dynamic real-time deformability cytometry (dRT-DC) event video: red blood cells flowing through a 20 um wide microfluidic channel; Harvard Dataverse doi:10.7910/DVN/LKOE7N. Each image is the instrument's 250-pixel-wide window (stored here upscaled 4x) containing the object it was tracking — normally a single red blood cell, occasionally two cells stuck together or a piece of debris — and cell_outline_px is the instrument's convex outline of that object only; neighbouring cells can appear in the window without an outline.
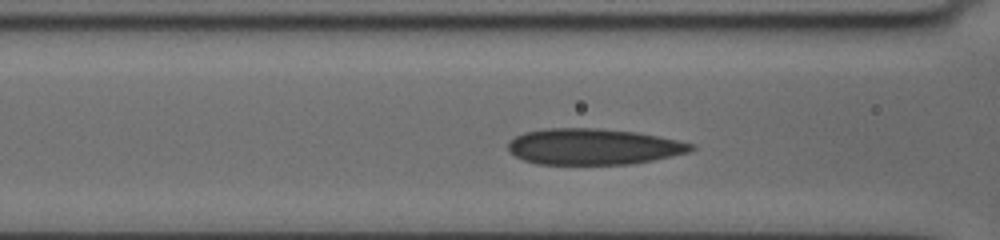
{"species": "human", "species_latin": "Homo sapiens", "temperature_condition": "cold", "stored_images_in_passage": 18, "camera_frame_rate_fps": 3000, "um_per_image_px": 0.085, "donor": {"sex": "female"}, "frame": {"image": 1, "passage_image": 4, "time_ms": 1.333, "image_size_px": [1000, 240], "cell_outline_px": [[696, 148], [688, 152], [672, 156], [632, 164], [536, 164], [524, 160], [508, 152], [508, 144], [516, 136], [524, 132], [548, 128], [600, 128], [636, 132], [696, 144]], "centroid_in_image_um": [50.43, 12.46], "position_along_channel_um": 116.2, "area_um2": 38.44}}
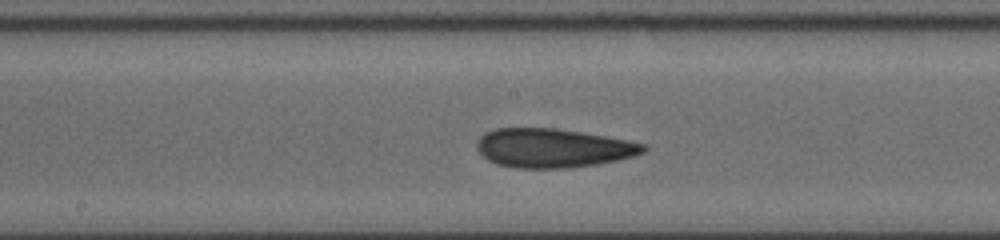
{"frame": {"image": 2, "passage_image": 11, "time_ms": 3.667, "image_size_px": [1000, 240], "cell_outline_px": [[648, 148], [644, 152], [632, 156], [616, 160], [596, 164], [568, 168], [516, 168], [496, 164], [488, 160], [476, 148], [476, 140], [484, 132], [496, 128], [556, 128], [628, 140], [648, 144]], "centroid_in_image_um": [46.98, 12.58], "position_along_channel_um": 201.2, "area_um2": 37.92}}
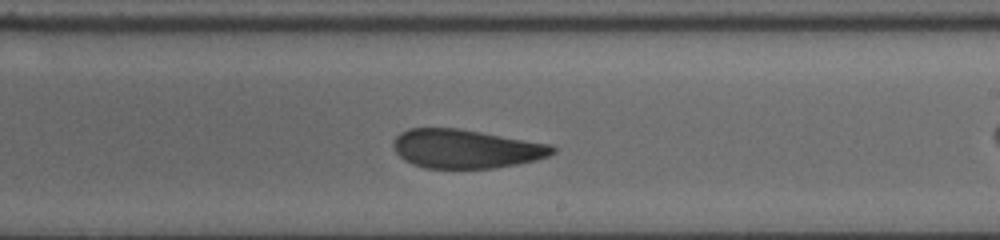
{"frame": {"image": 3, "passage_image": 15, "time_ms": 5.0, "image_size_px": [1000, 240], "cell_outline_px": [[556, 152], [548, 156], [536, 160], [516, 164], [492, 168], [424, 168], [412, 164], [404, 160], [396, 152], [392, 144], [396, 136], [400, 132], [408, 128], [456, 128], [552, 144], [556, 148]], "centroid_in_image_um": [39.59, 12.65], "position_along_channel_um": 249.4, "area_um2": 36.01}}